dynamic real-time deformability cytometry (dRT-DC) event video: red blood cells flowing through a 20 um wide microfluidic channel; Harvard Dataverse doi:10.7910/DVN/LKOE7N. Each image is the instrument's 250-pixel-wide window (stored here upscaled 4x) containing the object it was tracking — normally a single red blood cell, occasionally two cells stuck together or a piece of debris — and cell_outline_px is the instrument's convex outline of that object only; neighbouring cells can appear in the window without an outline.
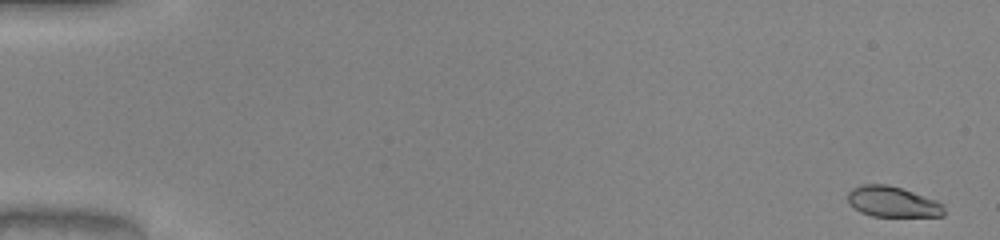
{"species": "common noctule bat (a hibernating species)", "species_latin": "Nyctalus noctula", "temperature_condition": "warm", "stored_images_in_passage": 51, "camera_frame_rate_fps": 3000, "um_per_image_px": 0.085, "animal": {"sex": "male", "body_mass_g": 20.0, "forearm_length_mm": 53.3}, "frame": {"image": 1, "passage_image": 1, "time_ms": 0.0, "image_size_px": [1000, 240], "cell_outline_px": [[944, 216], [872, 216], [860, 212], [848, 204], [848, 192], [852, 188], [860, 184], [888, 184], [936, 200], [944, 204]], "centroid_in_image_um": [75.84, 17.15], "position_along_channel_um": 9.2, "area_um2": 17.22}}
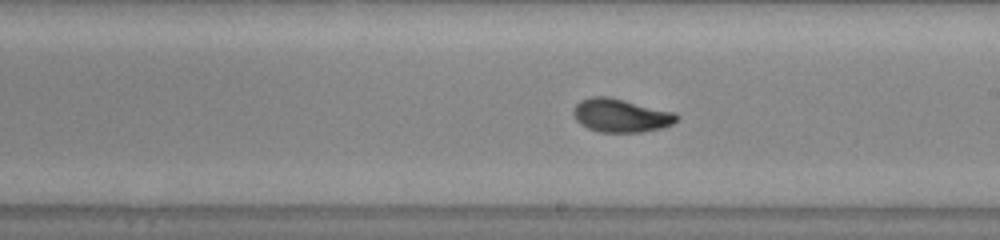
{"frame": {"image": 2, "passage_image": 30, "time_ms": 9.667, "image_size_px": [1000, 240], "cell_outline_px": [[680, 116], [672, 124], [660, 128], [640, 132], [600, 132], [588, 128], [580, 124], [576, 120], [572, 112], [576, 104], [580, 100], [592, 96], [608, 96], [676, 112]], "centroid_in_image_um": [52.76, 9.8], "position_along_channel_um": 236.2, "area_um2": 20.17}}
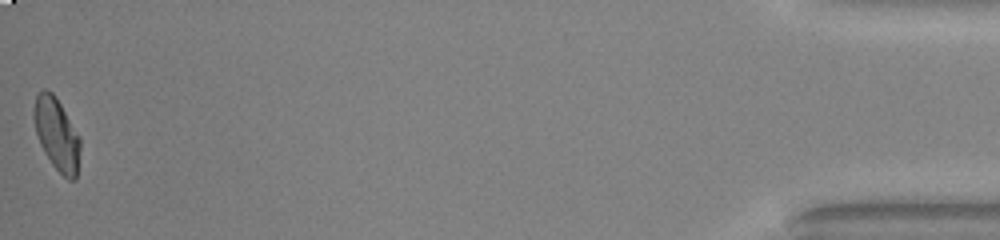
{"frame": {"image": 3, "passage_image": 51, "time_ms": 16.667, "image_size_px": [1000, 240], "cell_outline_px": [[80, 148], [76, 180], [68, 180], [52, 164], [44, 152], [40, 144], [36, 132], [32, 116], [32, 108], [36, 96], [44, 88], [52, 92], [60, 104], [80, 136]], "centroid_in_image_um": [4.81, 11.4], "position_along_channel_um": 430.4, "area_um2": 19.54}, "authors_computed_cell_mechanics": {"area_um2": 19.4786, "velocity_mm_per_s": 4.0827, "shape_relaxation_time_tau1_ms": 3.3186, "shape_relaxation_time_tau2_ms": 0.8682, "deformation_change_tau1": 0.1864, "deformation_change_tau2": 0.0599}}